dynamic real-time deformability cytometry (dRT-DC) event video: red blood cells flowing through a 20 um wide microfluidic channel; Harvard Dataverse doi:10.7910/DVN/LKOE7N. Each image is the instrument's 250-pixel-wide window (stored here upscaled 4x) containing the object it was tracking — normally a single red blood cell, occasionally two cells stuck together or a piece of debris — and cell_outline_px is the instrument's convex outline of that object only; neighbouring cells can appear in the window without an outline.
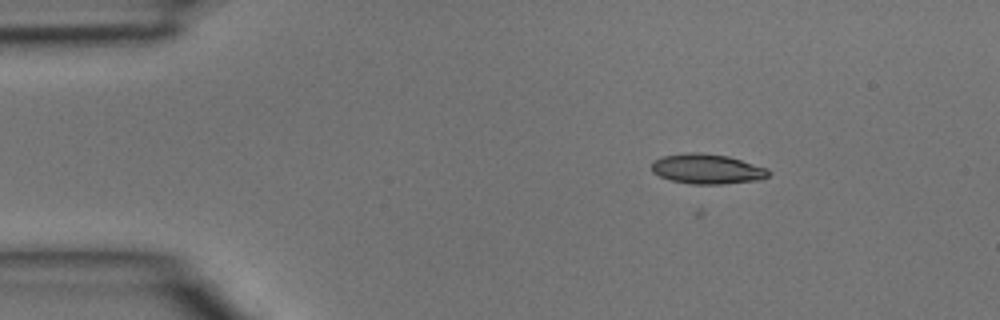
{"species": "common noctule bat (a hibernating species)", "species_latin": "Nyctalus noctula", "temperature_condition": "room temperature", "stored_images_in_passage": 5, "segment_of_instrument_passage": [1, 2], "camera_frame_rate_fps": 3000, "um_per_image_px": 0.085, "animal": {"sex": "male", "body_mass_g": 15.6}, "frame": {"image": 1, "passage_image": 3, "time_ms": 0.667, "image_size_px": [1000, 320], "cell_outline_px": [[772, 172], [768, 176], [760, 180], [724, 184], [688, 184], [672, 180], [660, 176], [652, 172], [652, 164], [656, 160], [664, 156], [688, 152], [700, 152], [728, 156], [768, 168]], "centroid_in_image_um": [60.15, 14.37], "position_along_channel_um": 24.8, "area_um2": 20.46}}